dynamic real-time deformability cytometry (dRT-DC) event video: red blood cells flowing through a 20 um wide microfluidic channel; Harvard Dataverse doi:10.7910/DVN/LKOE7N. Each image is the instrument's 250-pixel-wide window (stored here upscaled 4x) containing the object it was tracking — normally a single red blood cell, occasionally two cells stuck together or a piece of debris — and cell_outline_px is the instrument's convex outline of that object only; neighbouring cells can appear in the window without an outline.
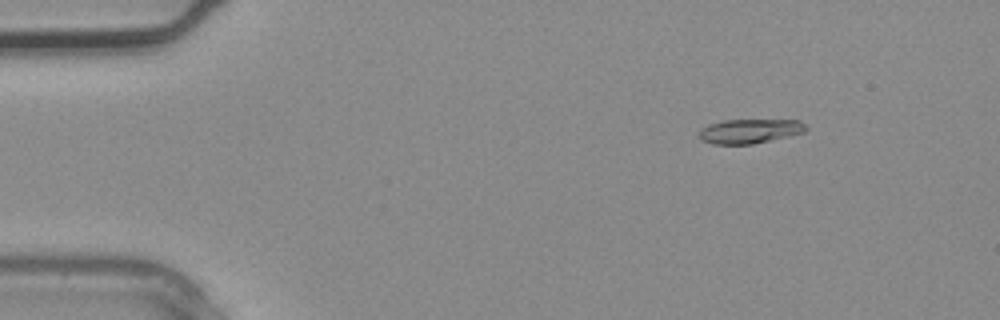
{"species": "common noctule bat (a hibernating species)", "species_latin": "Nyctalus noctula", "temperature_condition": "warm", "stored_images_in_passage": 3, "camera_frame_rate_fps": 3000, "um_per_image_px": 0.085, "animal": {"sex": "male", "body_mass_g": 20.4}, "frame": {"image": 1, "passage_image": 1, "time_ms": 0.0, "image_size_px": [1000, 320], "cell_outline_px": [[808, 128], [804, 132], [752, 144], [712, 144], [704, 140], [700, 136], [700, 132], [708, 124], [724, 120], [800, 120], [808, 124]], "centroid_in_image_um": [63.79, 11.13], "position_along_channel_um": 21.2, "area_um2": 14.97}}